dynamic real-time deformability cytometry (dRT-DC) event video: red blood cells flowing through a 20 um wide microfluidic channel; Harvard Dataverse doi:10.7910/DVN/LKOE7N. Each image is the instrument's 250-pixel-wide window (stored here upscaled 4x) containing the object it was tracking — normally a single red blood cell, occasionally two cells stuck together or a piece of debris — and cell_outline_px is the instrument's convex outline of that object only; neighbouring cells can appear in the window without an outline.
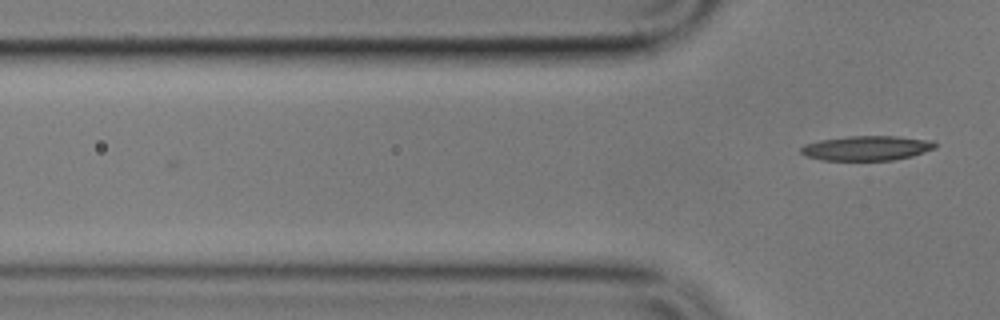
{"species": "common noctule bat (a hibernating species)", "species_latin": "Nyctalus noctula", "temperature_condition": "cold", "stored_images_in_passage": 4, "camera_frame_rate_fps": 3000, "um_per_image_px": 0.085, "animal": {"sex": "male", "body_mass_g": 17.9}, "frame": {"image": 1, "passage_image": 4, "time_ms": 3.667, "image_size_px": [1000, 320], "cell_outline_px": [[936, 148], [912, 156], [892, 160], [824, 160], [804, 156], [800, 152], [800, 148], [804, 144], [820, 140], [848, 136], [896, 136], [932, 140], [936, 144]], "centroid_in_image_um": [73.66, 12.59], "position_along_channel_um": 52.1, "area_um2": 19.36}}